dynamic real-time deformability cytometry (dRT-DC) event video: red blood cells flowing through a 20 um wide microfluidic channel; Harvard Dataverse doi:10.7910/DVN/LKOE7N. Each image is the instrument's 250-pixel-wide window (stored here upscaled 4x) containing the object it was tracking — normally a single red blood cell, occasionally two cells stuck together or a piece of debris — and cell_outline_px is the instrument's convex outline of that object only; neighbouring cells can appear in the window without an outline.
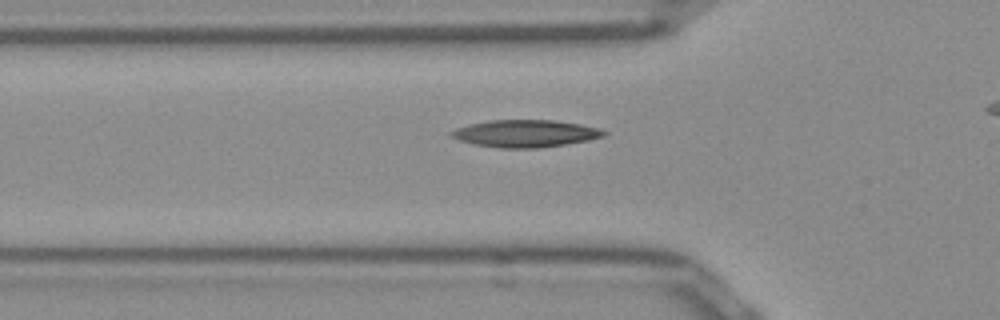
{"species": "Egyptian fruit bat (a non-hibernating species)", "species_latin": "Rousettus aegyptiacus", "temperature_condition": "room temperature", "stored_images_in_passage": 31, "camera_frame_rate_fps": 3000, "um_per_image_px": 0.085, "frame": {"image": 1, "passage_image": 6, "time_ms": 1.667, "image_size_px": [1000, 320], "cell_outline_px": [[608, 132], [604, 136], [588, 140], [564, 144], [536, 148], [500, 148], [476, 144], [460, 140], [448, 136], [448, 132], [456, 128], [468, 124], [488, 120], [556, 120], [580, 124], [600, 128]], "centroid_in_image_um": [44.63, 11.33], "position_along_channel_um": 81.2, "area_um2": 24.28}}
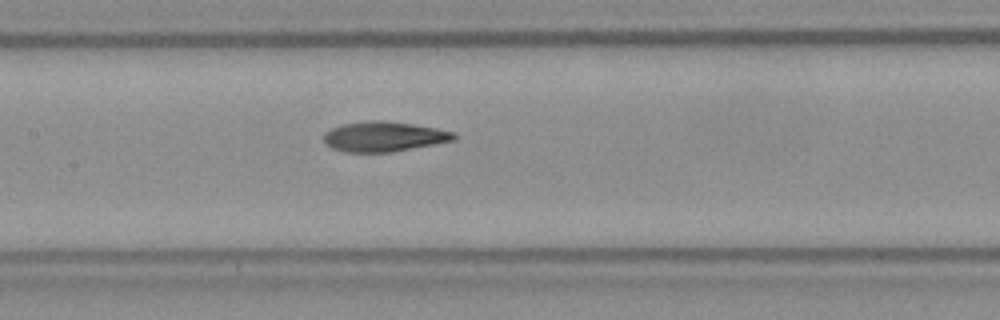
{"frame": {"image": 2, "passage_image": 13, "time_ms": 4.0, "image_size_px": [1000, 320], "cell_outline_px": [[456, 140], [392, 152], [344, 152], [332, 148], [324, 140], [324, 132], [332, 128], [344, 124], [364, 120], [384, 120], [412, 124], [436, 128], [452, 132], [456, 136]], "centroid_in_image_um": [32.62, 11.6], "position_along_channel_um": 174.8, "area_um2": 22.72}}
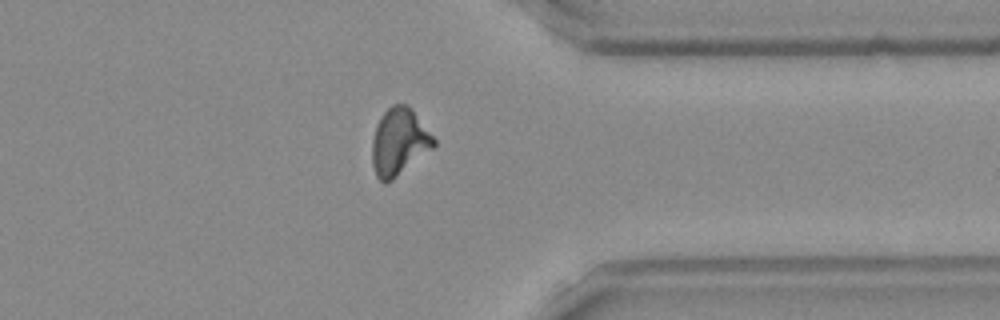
{"frame": {"image": 3, "passage_image": 29, "time_ms": 9.333, "image_size_px": [1000, 320], "cell_outline_px": [[436, 144], [432, 148], [392, 180], [384, 184], [376, 176], [372, 164], [372, 140], [376, 124], [384, 112], [392, 104], [408, 104], [412, 108], [436, 140]], "centroid_in_image_um": [33.9, 12.04], "position_along_channel_um": 377.5, "area_um2": 23.99}}